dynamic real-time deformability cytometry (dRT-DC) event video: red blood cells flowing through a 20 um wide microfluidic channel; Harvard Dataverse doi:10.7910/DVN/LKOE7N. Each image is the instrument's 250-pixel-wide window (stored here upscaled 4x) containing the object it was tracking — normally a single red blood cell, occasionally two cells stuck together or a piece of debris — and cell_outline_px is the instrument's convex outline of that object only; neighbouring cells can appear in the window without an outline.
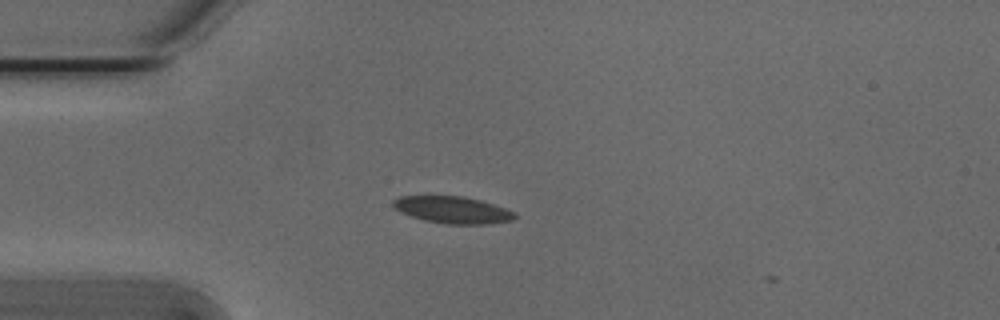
{"species": "Egyptian fruit bat (a non-hibernating species)", "species_latin": "Rousettus aegyptiacus", "temperature_condition": "cold", "stored_images_in_passage": 3, "camera_frame_rate_fps": 3000, "um_per_image_px": 0.085, "animal": {"sex": "male"}, "frame": {"image": 1, "passage_image": 2, "time_ms": 0.333, "image_size_px": [1000, 320], "cell_outline_px": [[516, 216], [512, 220], [484, 224], [444, 224], [424, 220], [400, 212], [392, 208], [392, 200], [400, 196], [464, 196], [480, 200], [516, 212]], "centroid_in_image_um": [38.43, 17.83], "position_along_channel_um": 46.6, "area_um2": 19.07}}